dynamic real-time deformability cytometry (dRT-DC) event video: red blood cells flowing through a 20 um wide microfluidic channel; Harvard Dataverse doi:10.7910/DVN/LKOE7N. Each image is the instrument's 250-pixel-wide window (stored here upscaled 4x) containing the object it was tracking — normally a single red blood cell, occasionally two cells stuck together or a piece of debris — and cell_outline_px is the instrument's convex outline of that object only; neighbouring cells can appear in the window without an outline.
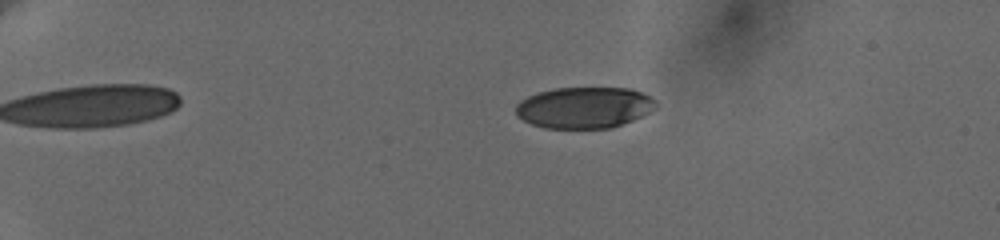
{"species": "human", "species_latin": "Homo sapiens", "temperature_condition": "cold", "stored_images_in_passage": 38, "camera_frame_rate_fps": 3000, "um_per_image_px": 0.085, "donor": {"sex": "female"}, "frame": {"image": 1, "passage_image": 3, "time_ms": 1.333, "image_size_px": [1000, 240], "cell_outline_px": [[656, 108], [632, 120], [612, 128], [544, 128], [532, 124], [516, 116], [516, 104], [520, 100], [528, 96], [540, 92], [556, 88], [632, 88], [656, 100]], "centroid_in_image_um": [49.65, 9.14], "position_along_channel_um": 35.4, "area_um2": 33.58}}
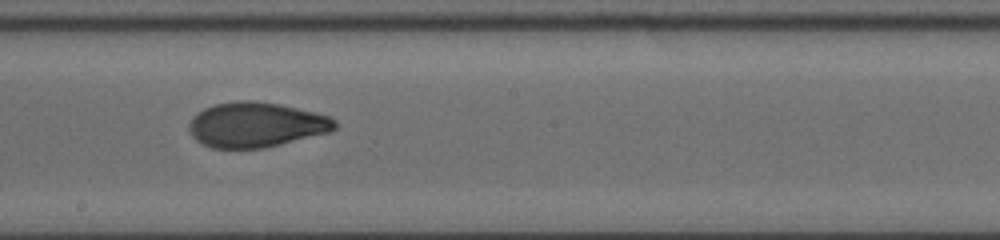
{"frame": {"image": 2, "passage_image": 17, "time_ms": 9.0, "image_size_px": [1000, 240], "cell_outline_px": [[336, 128], [332, 132], [264, 148], [212, 148], [196, 140], [192, 136], [188, 128], [188, 124], [192, 116], [204, 108], [216, 104], [240, 100], [252, 100], [280, 104], [328, 116], [336, 120]], "centroid_in_image_um": [21.76, 10.61], "position_along_channel_um": 226.4, "area_um2": 38.26}}
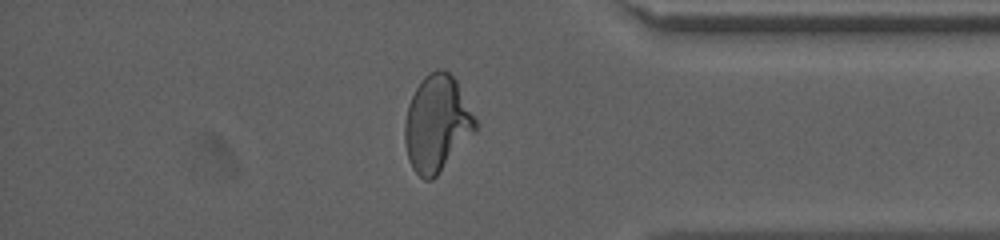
{"frame": {"image": 3, "passage_image": 31, "time_ms": 14.0, "image_size_px": [1000, 240], "cell_outline_px": [[476, 132], [440, 172], [432, 180], [424, 180], [412, 168], [408, 160], [404, 140], [404, 124], [408, 104], [416, 88], [424, 76], [428, 72], [436, 68], [444, 68], [456, 80], [476, 120]], "centroid_in_image_um": [37.12, 10.5], "position_along_channel_um": 398.1, "area_um2": 39.71}, "authors_computed_cell_mechanics": {"area_um2": 38.2636, "velocity_mm_per_s": 3.6613, "shape_relaxation_time_tau1_ms": 4.7207, "shape_relaxation_time_tau2_ms": 1.1828, "deformation_change_tau1": 0.1559, "deformation_change_tau2": 0.0605}}